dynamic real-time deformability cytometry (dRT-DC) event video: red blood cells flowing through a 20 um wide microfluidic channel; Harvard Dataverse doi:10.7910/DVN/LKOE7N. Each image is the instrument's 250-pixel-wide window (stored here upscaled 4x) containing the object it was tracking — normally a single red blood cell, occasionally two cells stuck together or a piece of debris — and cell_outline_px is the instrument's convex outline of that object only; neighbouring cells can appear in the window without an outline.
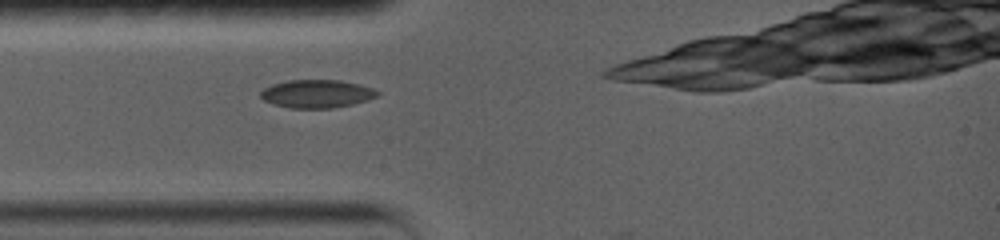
{"species": "common noctule bat (a hibernating species)", "species_latin": "Nyctalus noctula", "temperature_condition": "warm", "stored_images_in_passage": 3, "camera_frame_rate_fps": 5000, "um_per_image_px": 0.085, "animal": {"sex": "female", "body_mass_g": 19.0, "forearm_length_mm": 56.7}, "frame": {"image": 1, "passage_image": 1, "time_ms": 0.0, "image_size_px": [1000, 240], "cell_outline_px": [[380, 92], [376, 96], [368, 100], [352, 104], [332, 108], [292, 108], [272, 104], [264, 100], [260, 96], [260, 92], [264, 88], [272, 84], [288, 80], [340, 80], [360, 84], [372, 88]], "centroid_in_image_um": [26.92, 7.97], "position_along_channel_um": 58.1, "area_um2": 19.13}}
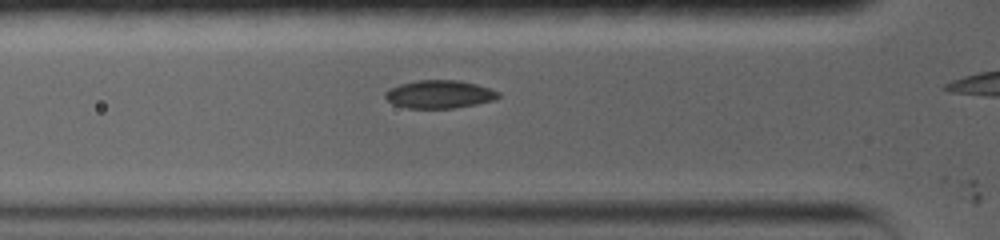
{"frame": {"image": 2, "passage_image": 2, "time_ms": 0.8, "image_size_px": [1000, 240], "cell_outline_px": [[500, 96], [492, 100], [476, 104], [456, 108], [408, 108], [392, 104], [384, 96], [384, 92], [400, 84], [416, 80], [460, 80], [476, 84], [500, 92]], "centroid_in_image_um": [37.34, 8.01], "position_along_channel_um": 88.5, "area_um2": 18.44}}